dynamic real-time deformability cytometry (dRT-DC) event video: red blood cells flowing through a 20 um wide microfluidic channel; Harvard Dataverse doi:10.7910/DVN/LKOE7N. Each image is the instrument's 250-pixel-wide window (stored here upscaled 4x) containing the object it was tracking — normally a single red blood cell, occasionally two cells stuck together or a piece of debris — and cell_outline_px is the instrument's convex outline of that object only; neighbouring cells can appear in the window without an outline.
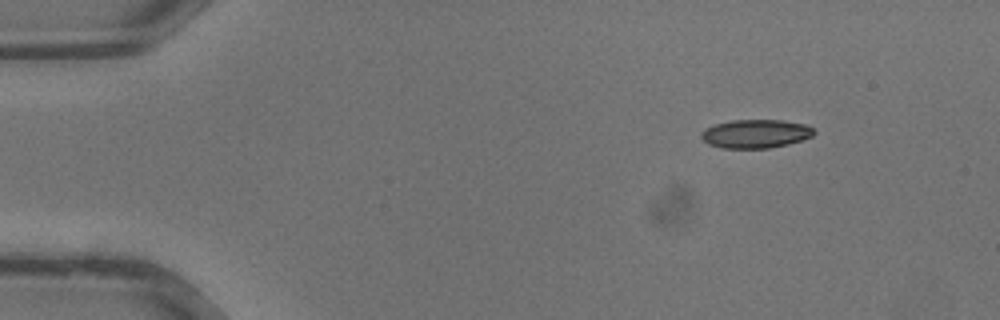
{"species": "common noctule bat (a hibernating species)", "species_latin": "Nyctalus noctula", "temperature_condition": "warm", "stored_images_in_passage": 32, "camera_frame_rate_fps": 3000, "um_per_image_px": 0.085, "animal": {"sex": "male", "body_mass_g": 13.3}, "frame": {"image": 1, "passage_image": 1, "time_ms": 0.0, "image_size_px": [1000, 320], "cell_outline_px": [[816, 132], [812, 136], [804, 140], [788, 144], [768, 148], [720, 148], [708, 144], [700, 136], [700, 132], [704, 128], [716, 124], [732, 120], [784, 120], [808, 124]], "centroid_in_image_um": [64.24, 11.36], "position_along_channel_um": 20.8, "area_um2": 19.02}}
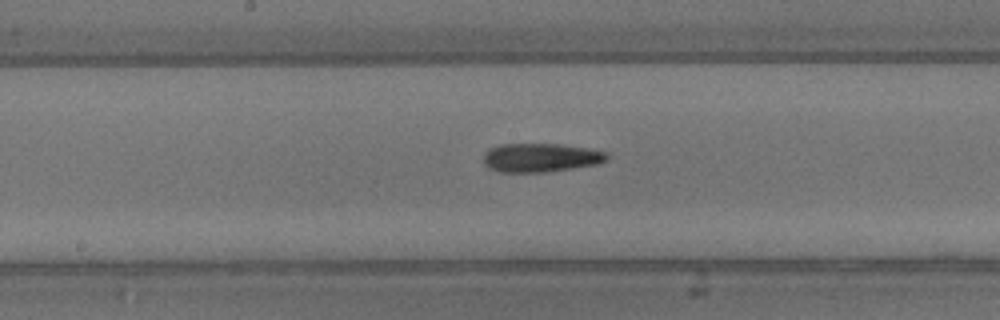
{"frame": {"image": 2, "passage_image": 15, "time_ms": 4.667, "image_size_px": [1000, 320], "cell_outline_px": [[608, 160], [600, 164], [544, 172], [496, 172], [488, 168], [484, 164], [484, 152], [488, 148], [500, 144], [560, 144], [588, 148], [608, 152]], "centroid_in_image_um": [45.95, 13.4], "position_along_channel_um": 202.2, "area_um2": 20.98}}
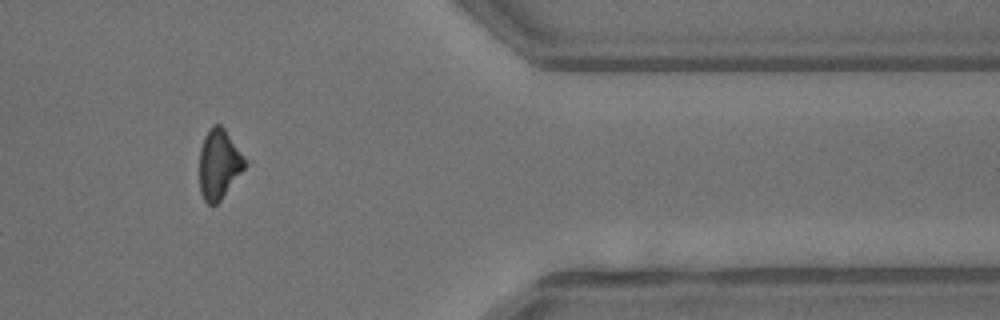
{"frame": {"image": 3, "passage_image": 26, "time_ms": 8.333, "image_size_px": [1000, 320], "cell_outline_px": [[248, 164], [220, 200], [216, 204], [208, 204], [204, 200], [200, 192], [200, 148], [204, 136], [212, 124], [220, 124], [224, 128], [248, 160]], "centroid_in_image_um": [18.63, 13.92], "position_along_channel_um": 392.8, "area_um2": 18.55}}